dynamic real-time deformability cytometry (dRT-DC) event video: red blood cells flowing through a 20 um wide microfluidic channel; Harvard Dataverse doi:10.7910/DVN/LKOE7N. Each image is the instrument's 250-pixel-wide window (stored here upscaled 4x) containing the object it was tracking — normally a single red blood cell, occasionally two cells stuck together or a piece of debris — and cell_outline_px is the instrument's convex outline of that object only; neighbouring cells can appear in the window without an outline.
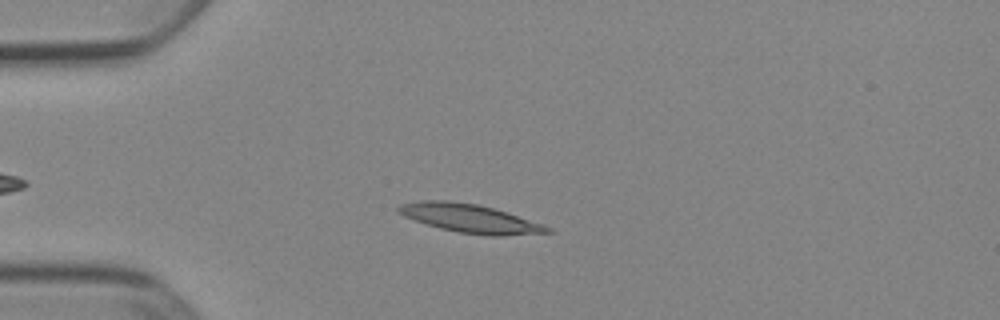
{"species": "Egyptian fruit bat (a non-hibernating species)", "species_latin": "Rousettus aegyptiacus", "temperature_condition": "cold", "stored_images_in_passage": 42, "camera_frame_rate_fps": 3000, "um_per_image_px": 0.085, "animal": {"sex": "female"}, "frame": {"image": 1, "passage_image": 10, "time_ms": 3.0, "image_size_px": [1000, 320], "cell_outline_px": [[556, 232], [500, 236], [492, 236], [460, 232], [440, 228], [404, 216], [396, 212], [396, 208], [400, 204], [424, 200], [448, 200], [476, 204], [492, 208], [544, 224], [552, 228]], "centroid_in_image_um": [39.97, 18.57], "position_along_channel_um": 45.0, "area_um2": 24.57}}
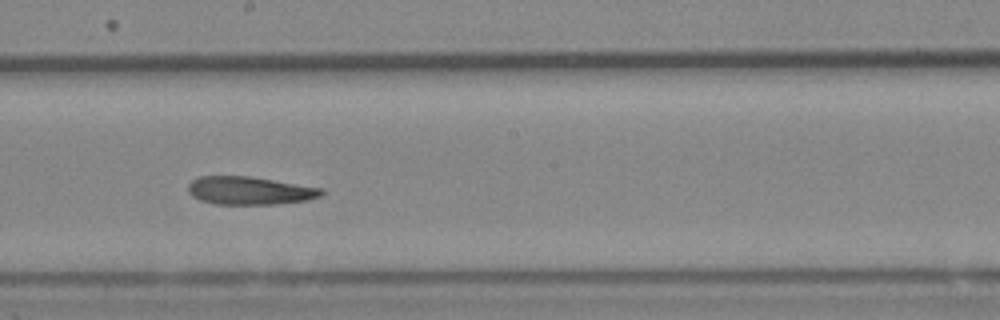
{"frame": {"image": 2, "passage_image": 26, "time_ms": 8.333, "image_size_px": [1000, 320], "cell_outline_px": [[324, 192], [320, 196], [308, 200], [276, 204], [216, 204], [200, 200], [192, 196], [188, 192], [188, 184], [192, 180], [200, 176], [248, 176], [324, 188]], "centroid_in_image_um": [21.22, 16.2], "position_along_channel_um": 227.0, "area_um2": 21.79}}
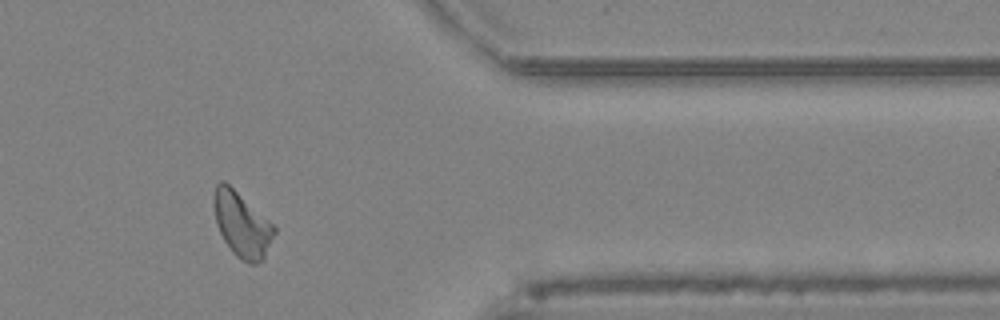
{"frame": {"image": 3, "passage_image": 40, "time_ms": 13.0, "image_size_px": [1000, 320], "cell_outline_px": [[276, 232], [264, 260], [256, 264], [248, 264], [240, 260], [232, 252], [224, 240], [216, 224], [212, 204], [212, 196], [216, 184], [220, 180], [224, 180], [268, 220], [276, 228]], "centroid_in_image_um": [20.53, 19.11], "position_along_channel_um": 390.9, "area_um2": 23.0}, "authors_computed_cell_mechanics": {"area_um2": 23.0044, "velocity_mm_per_s": 3.8637, "shape_relaxation_time_tau1_ms": 6.2257, "shape_relaxation_time_tau2_ms": 4.4698, "deformation_change_tau1": 0.1747, "deformation_change_tau2": 0.1382}}